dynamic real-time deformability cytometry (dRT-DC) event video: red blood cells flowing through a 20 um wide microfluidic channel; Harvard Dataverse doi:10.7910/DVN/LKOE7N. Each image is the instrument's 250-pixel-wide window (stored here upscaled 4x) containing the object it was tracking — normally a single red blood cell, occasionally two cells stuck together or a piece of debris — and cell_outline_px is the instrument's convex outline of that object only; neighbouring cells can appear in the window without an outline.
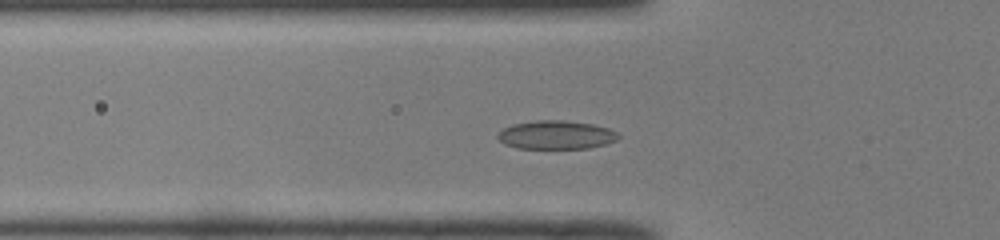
{"species": "common noctule bat (a hibernating species)", "species_latin": "Nyctalus noctula", "temperature_condition": "room temperature", "stored_images_in_passage": 49, "camera_frame_rate_fps": 3000, "um_per_image_px": 0.085, "animal": {"sex": "male", "body_mass_g": 19.0, "forearm_length_mm": 50.8}, "frame": {"image": 1, "passage_image": 15, "time_ms": 4.667, "image_size_px": [1000, 240], "cell_outline_px": [[620, 136], [616, 140], [604, 144], [588, 148], [516, 148], [504, 144], [496, 136], [504, 128], [512, 124], [536, 120], [564, 120], [592, 124], [608, 128], [616, 132]], "centroid_in_image_um": [47.25, 11.46], "position_along_channel_um": 78.6, "area_um2": 19.94}}
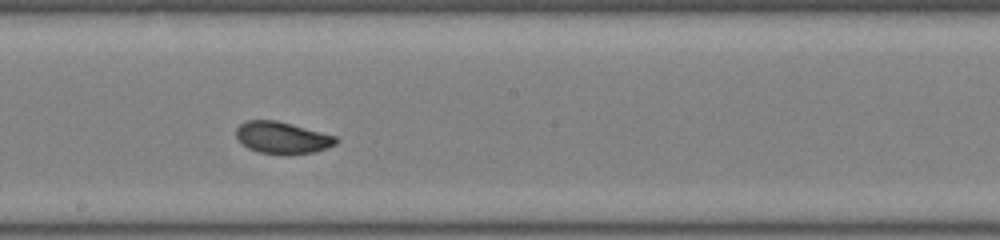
{"frame": {"image": 2, "passage_image": 26, "time_ms": 8.333, "image_size_px": [1000, 240], "cell_outline_px": [[340, 140], [336, 144], [328, 148], [316, 152], [288, 156], [260, 152], [248, 148], [236, 136], [236, 128], [240, 124], [248, 120], [276, 120], [336, 136]], "centroid_in_image_um": [24.03, 11.73], "position_along_channel_um": 224.2, "area_um2": 18.73}}
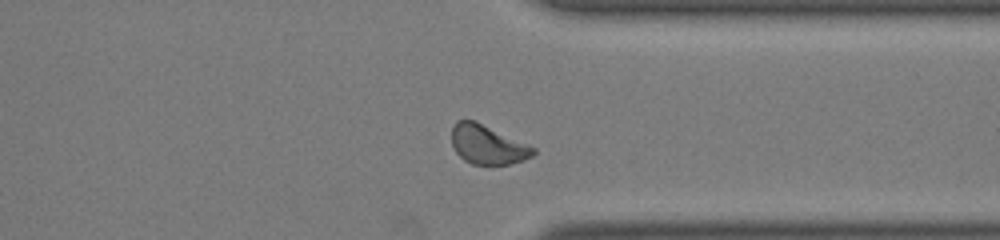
{"frame": {"image": 3, "passage_image": 37, "time_ms": 12.0, "image_size_px": [1000, 240], "cell_outline_px": [[536, 152], [532, 156], [524, 160], [508, 164], [472, 164], [464, 160], [456, 152], [452, 144], [452, 124], [456, 120], [476, 120], [536, 148]], "centroid_in_image_um": [41.43, 12.27], "position_along_channel_um": 370.0, "area_um2": 18.67}, "authors_computed_cell_mechanics": {"area_um2": 18.9006, "velocity_mm_per_s": 3.9856, "shape_relaxation_time_tau1_ms": 3.8636, "shape_relaxation_time_tau2_ms": 1.67, "deformation_change_tau1": 0.1314, "deformation_change_tau2": 0.0406}}